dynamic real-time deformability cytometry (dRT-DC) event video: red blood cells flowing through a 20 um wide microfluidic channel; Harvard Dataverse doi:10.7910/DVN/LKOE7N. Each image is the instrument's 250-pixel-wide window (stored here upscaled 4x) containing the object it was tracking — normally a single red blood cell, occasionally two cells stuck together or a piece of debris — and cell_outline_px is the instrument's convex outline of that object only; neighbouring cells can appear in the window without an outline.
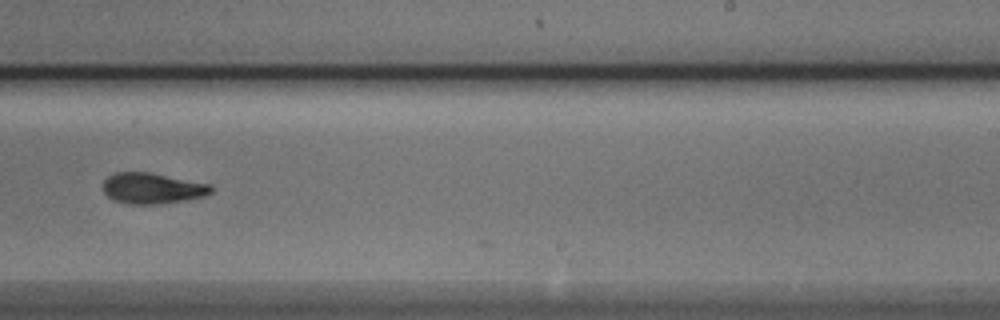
{"species": "Egyptian fruit bat (a non-hibernating species)", "species_latin": "Rousettus aegyptiacus", "temperature_condition": "cold", "stored_images_in_passage": 22, "camera_frame_rate_fps": 3000, "um_per_image_px": 0.085, "animal": {"sex": "male"}, "frame": {"image": 1, "passage_image": 21, "time_ms": 6.667, "image_size_px": [1000, 320], "cell_outline_px": [[212, 192], [204, 196], [156, 204], [128, 204], [112, 200], [104, 192], [104, 180], [112, 172], [148, 172], [212, 184]], "centroid_in_image_um": [12.92, 15.99], "position_along_channel_um": 276.1, "area_um2": 19.31}}